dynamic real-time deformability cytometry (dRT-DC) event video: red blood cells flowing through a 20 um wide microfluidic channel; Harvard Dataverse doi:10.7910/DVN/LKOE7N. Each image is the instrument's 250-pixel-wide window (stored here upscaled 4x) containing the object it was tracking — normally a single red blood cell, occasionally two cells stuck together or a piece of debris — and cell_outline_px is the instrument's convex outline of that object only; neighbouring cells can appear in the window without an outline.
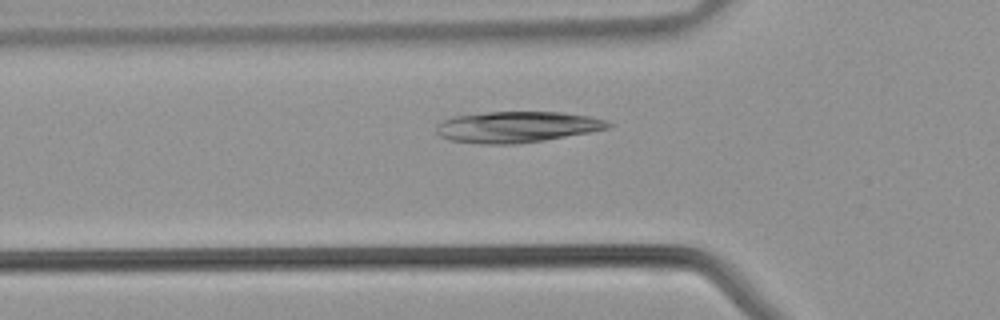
{"species": "common noctule bat (a hibernating species)", "species_latin": "Nyctalus noctula", "temperature_condition": "warm", "stored_images_in_passage": 33, "camera_frame_rate_fps": 3000, "um_per_image_px": 0.085, "animal": {"sex": "male", "body_mass_g": 21.5, "forearm_length_mm": 52.0}, "frame": {"image": 1, "passage_image": 10, "time_ms": 3.0, "image_size_px": [1000, 320], "cell_outline_px": [[612, 124], [608, 128], [592, 132], [544, 140], [516, 144], [480, 144], [448, 140], [440, 136], [436, 132], [436, 124], [452, 116], [488, 112], [564, 112], [592, 116], [608, 120]], "centroid_in_image_um": [43.95, 10.79], "position_along_channel_um": 81.9, "area_um2": 31.44}}
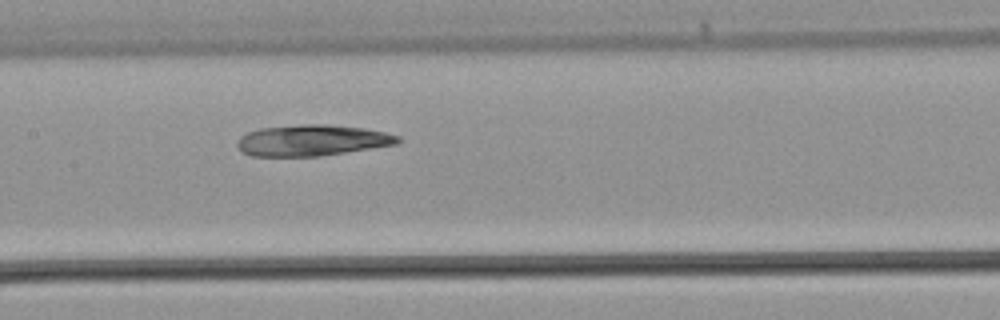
{"frame": {"image": 2, "passage_image": 16, "time_ms": 5.0, "image_size_px": [1000, 320], "cell_outline_px": [[400, 140], [396, 144], [372, 148], [320, 156], [252, 156], [244, 152], [236, 144], [236, 140], [240, 136], [248, 132], [260, 128], [300, 124], [324, 124], [364, 128], [384, 132], [400, 136]], "centroid_in_image_um": [26.51, 11.92], "position_along_channel_um": 180.9, "area_um2": 29.02}}
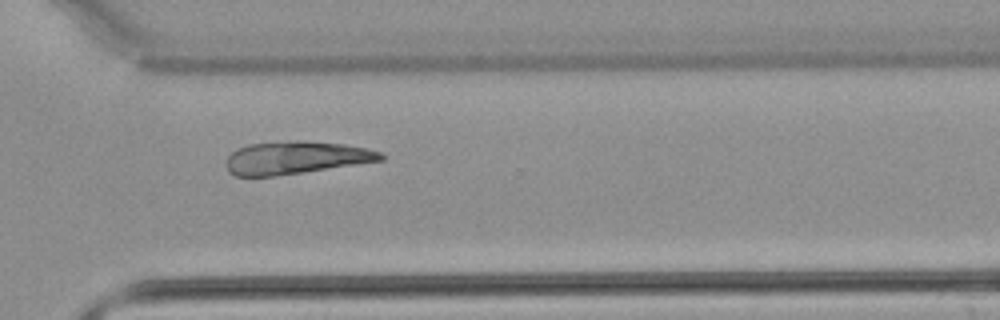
{"frame": {"image": 3, "passage_image": 26, "time_ms": 8.333, "image_size_px": [1000, 320], "cell_outline_px": [[384, 160], [272, 176], [236, 176], [228, 172], [224, 164], [228, 156], [232, 152], [248, 144], [296, 140], [304, 140], [344, 144], [368, 148], [380, 152], [384, 156]], "centroid_in_image_um": [25.12, 13.39], "position_along_channel_um": 345.5, "area_um2": 29.3}}